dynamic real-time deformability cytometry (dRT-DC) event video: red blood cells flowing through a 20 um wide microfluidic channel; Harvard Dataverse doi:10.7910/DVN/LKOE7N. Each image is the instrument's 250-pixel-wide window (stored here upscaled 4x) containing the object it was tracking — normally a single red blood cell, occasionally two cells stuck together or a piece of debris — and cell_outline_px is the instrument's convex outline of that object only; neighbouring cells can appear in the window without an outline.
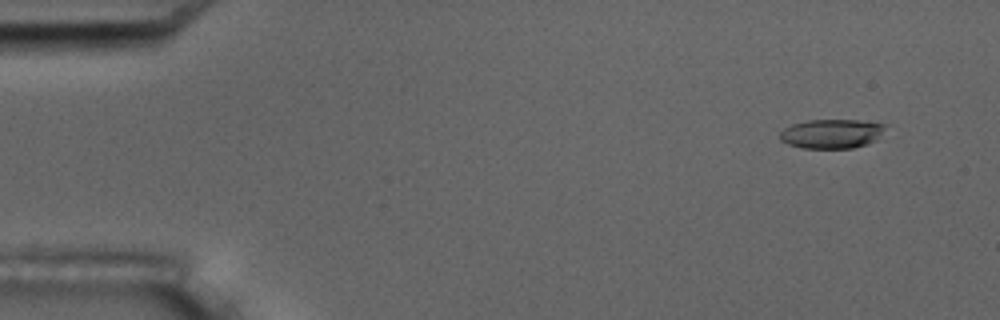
{"species": "common noctule bat (a hibernating species)", "species_latin": "Nyctalus noctula", "temperature_condition": "room temperature", "stored_images_in_passage": 10, "camera_frame_rate_fps": 3000, "um_per_image_px": 0.085, "animal": {"sex": "male", "body_mass_g": 17.5, "forearm_length_mm": 52.3}, "frame": {"image": 1, "passage_image": 2, "time_ms": 1.0, "image_size_px": [1000, 320], "cell_outline_px": [[888, 124], [876, 140], [868, 144], [852, 148], [800, 148], [788, 144], [780, 140], [780, 132], [784, 128], [792, 124], [808, 120], [856, 120]], "centroid_in_image_um": [70.68, 11.37], "position_along_channel_um": 14.3, "area_um2": 18.03}}
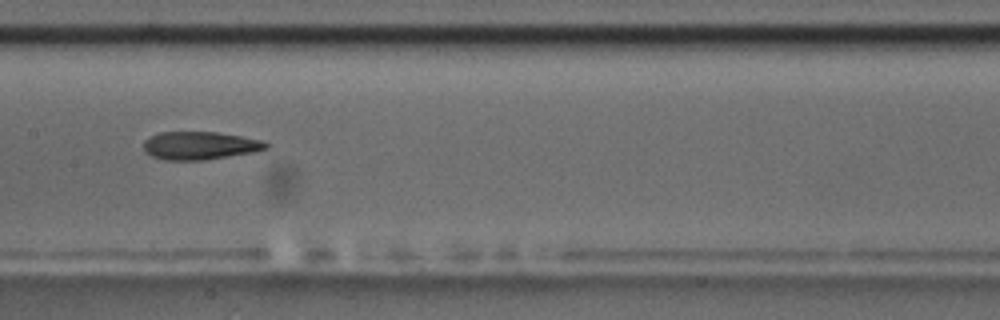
{"frame": {"image": 2, "passage_image": 9, "time_ms": 9.0, "image_size_px": [1000, 320], "cell_outline_px": [[268, 148], [252, 152], [204, 160], [164, 160], [152, 156], [144, 152], [144, 140], [148, 136], [160, 132], [216, 132], [264, 140], [268, 144]], "centroid_in_image_um": [16.95, 12.37], "position_along_channel_um": 190.4, "area_um2": 20.0}}
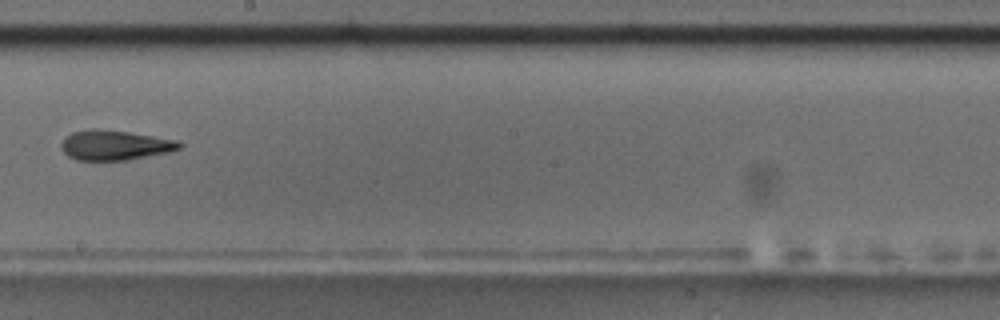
{"frame": {"image": 3, "passage_image": 10, "time_ms": 10.333, "image_size_px": [1000, 320], "cell_outline_px": [[184, 144], [180, 148], [168, 152], [124, 160], [76, 160], [68, 156], [60, 148], [60, 144], [64, 136], [72, 132], [88, 128], [96, 128], [128, 132], [180, 140]], "centroid_in_image_um": [9.72, 12.32], "position_along_channel_um": 238.5, "area_um2": 20.75}}